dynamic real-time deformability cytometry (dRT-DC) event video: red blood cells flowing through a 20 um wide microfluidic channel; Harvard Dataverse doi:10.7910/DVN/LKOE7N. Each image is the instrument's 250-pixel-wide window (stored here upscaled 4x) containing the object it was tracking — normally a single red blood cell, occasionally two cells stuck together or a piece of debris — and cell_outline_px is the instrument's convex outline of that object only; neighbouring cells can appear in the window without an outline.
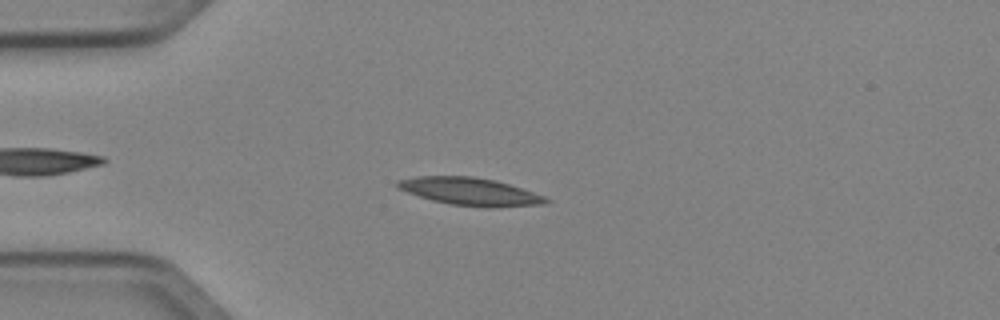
{"species": "Egyptian fruit bat (a non-hibernating species)", "species_latin": "Rousettus aegyptiacus", "temperature_condition": "cold", "stored_images_in_passage": 3, "camera_frame_rate_fps": 3000, "um_per_image_px": 0.085, "animal": {"sex": "female"}, "frame": {"image": 1, "passage_image": 3, "time_ms": 0.667, "image_size_px": [1000, 320], "cell_outline_px": [[552, 200], [548, 204], [488, 208], [448, 204], [432, 200], [396, 188], [396, 180], [416, 176], [472, 176], [496, 180], [544, 196]], "centroid_in_image_um": [39.96, 16.28], "position_along_channel_um": 45.0, "area_um2": 24.04}}